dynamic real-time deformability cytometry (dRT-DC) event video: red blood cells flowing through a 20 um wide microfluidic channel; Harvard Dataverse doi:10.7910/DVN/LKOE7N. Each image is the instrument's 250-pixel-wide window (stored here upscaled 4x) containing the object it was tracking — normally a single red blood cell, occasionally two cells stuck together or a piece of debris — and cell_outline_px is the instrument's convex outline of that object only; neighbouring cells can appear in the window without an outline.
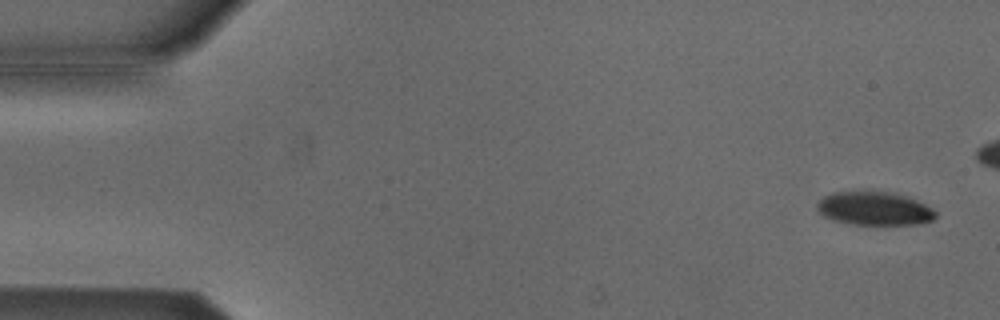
{"species": "Egyptian fruit bat (a non-hibernating species)", "species_latin": "Rousettus aegyptiacus", "temperature_condition": "cold", "stored_images_in_passage": 14, "camera_frame_rate_fps": 3000, "um_per_image_px": 0.085, "animal": {"sex": "male"}, "frame": {"image": 1, "passage_image": 3, "time_ms": 0.667, "image_size_px": [1000, 320], "cell_outline_px": [[936, 216], [932, 220], [920, 224], [852, 224], [832, 220], [824, 216], [816, 208], [816, 204], [824, 196], [832, 192], [872, 188], [908, 196], [932, 208], [936, 212]], "centroid_in_image_um": [74.29, 17.67], "position_along_channel_um": 10.7, "area_um2": 23.81}}